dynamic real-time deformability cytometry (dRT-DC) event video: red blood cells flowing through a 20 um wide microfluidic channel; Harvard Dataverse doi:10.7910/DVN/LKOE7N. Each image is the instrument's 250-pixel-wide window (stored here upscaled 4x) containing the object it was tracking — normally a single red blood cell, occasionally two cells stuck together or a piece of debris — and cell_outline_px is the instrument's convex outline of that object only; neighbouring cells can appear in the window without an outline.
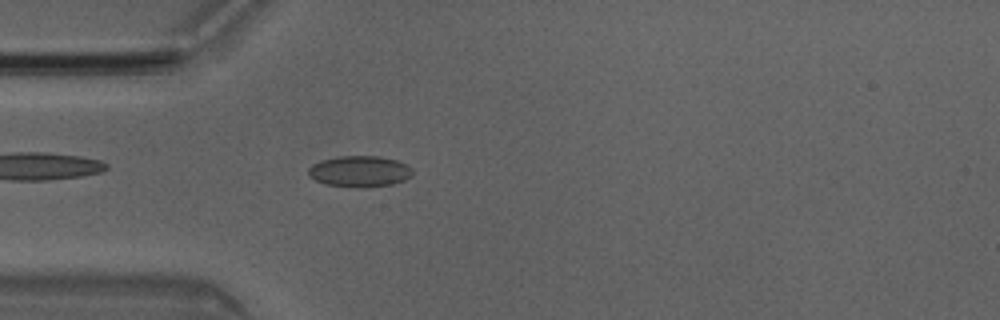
{"species": "Egyptian fruit bat (a non-hibernating species)", "species_latin": "Rousettus aegyptiacus", "temperature_condition": "room temperature", "stored_images_in_passage": 4, "camera_frame_rate_fps": 3000, "um_per_image_px": 0.085, "animal": {"sex": "male"}, "frame": {"image": 1, "passage_image": 4, "time_ms": 1.0, "image_size_px": [1000, 320], "cell_outline_px": [[412, 176], [404, 180], [392, 184], [364, 188], [356, 188], [324, 184], [308, 176], [308, 168], [312, 164], [320, 160], [336, 156], [380, 156], [396, 160], [408, 164], [412, 168]], "centroid_in_image_um": [30.56, 14.57], "position_along_channel_um": 54.4, "area_um2": 19.25}}